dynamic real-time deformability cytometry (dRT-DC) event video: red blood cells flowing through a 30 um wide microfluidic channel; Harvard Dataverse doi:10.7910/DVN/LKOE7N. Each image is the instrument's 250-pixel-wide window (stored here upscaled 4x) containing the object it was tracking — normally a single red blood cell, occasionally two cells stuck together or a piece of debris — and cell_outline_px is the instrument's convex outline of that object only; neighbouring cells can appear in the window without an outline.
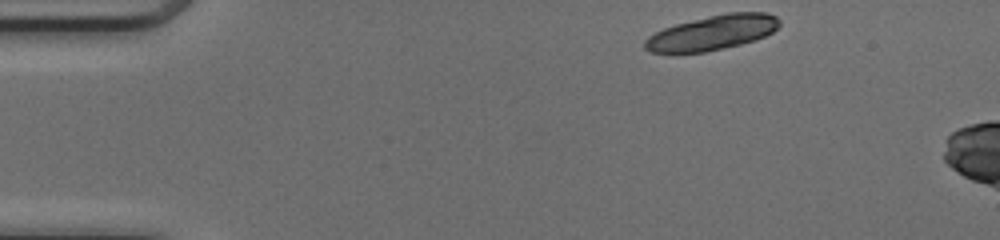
{"species": "common noctule bat (a hibernating species)", "species_latin": "Nyctalus noctula", "temperature_condition": "cold", "stored_images_in_passage": 12, "camera_frame_rate_fps": 3000, "um_per_image_px": 0.085, "animal": {"sex": "female", "body_mass_g": 17.0, "forearm_length_mm": 48.0}, "frame": {"image": 1, "passage_image": 1, "time_ms": 0.0, "image_size_px": [1000, 240], "cell_outline_px": [[780, 24], [772, 32], [756, 40], [740, 44], [704, 52], [648, 52], [644, 48], [644, 40], [648, 36], [664, 28], [676, 24], [692, 20], [728, 12], [768, 12], [776, 16], [780, 20]], "centroid_in_image_um": [60.56, 2.77], "position_along_channel_um": 24.4, "area_um2": 27.05}}